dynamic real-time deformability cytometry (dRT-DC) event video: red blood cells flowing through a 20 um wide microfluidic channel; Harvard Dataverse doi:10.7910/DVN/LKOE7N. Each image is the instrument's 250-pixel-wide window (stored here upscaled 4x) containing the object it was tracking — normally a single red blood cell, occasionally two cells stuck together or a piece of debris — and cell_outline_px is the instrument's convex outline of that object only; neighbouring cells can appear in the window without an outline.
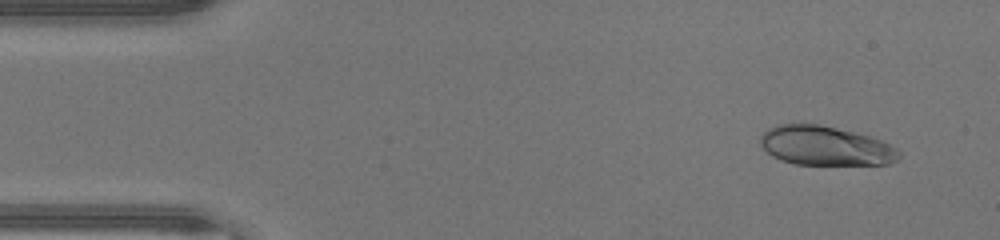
{"species": "human", "species_latin": "Homo sapiens", "temperature_condition": "warm", "stored_images_in_passage": 46, "camera_frame_rate_fps": 3000, "um_per_image_px": 0.085, "donor": {"sex": "male"}, "frame": {"image": 1, "passage_image": 4, "time_ms": 1.0, "image_size_px": [1000, 240], "cell_outline_px": [[900, 156], [896, 160], [888, 164], [796, 164], [780, 160], [772, 156], [760, 144], [760, 136], [768, 128], [776, 124], [820, 124], [868, 136], [880, 140], [896, 148], [900, 152]], "centroid_in_image_um": [70.12, 12.39], "position_along_channel_um": 14.9, "area_um2": 31.44}}
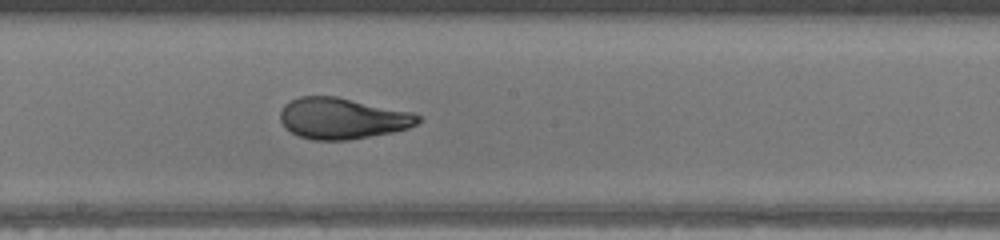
{"frame": {"image": 2, "passage_image": 25, "time_ms": 8.0, "image_size_px": [1000, 240], "cell_outline_px": [[420, 120], [416, 124], [408, 128], [392, 132], [348, 140], [312, 140], [300, 136], [292, 132], [280, 120], [280, 112], [284, 104], [300, 96], [336, 96], [412, 112], [420, 116]], "centroid_in_image_um": [29.1, 10.06], "position_along_channel_um": 219.1, "area_um2": 32.77}}
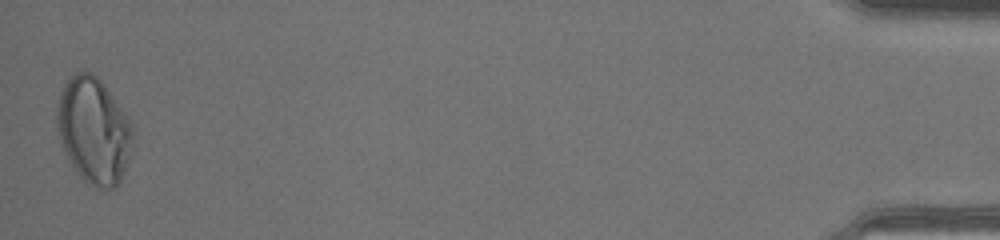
{"frame": {"image": 3, "passage_image": 46, "time_ms": 15.0, "image_size_px": [1000, 240], "cell_outline_px": [[132, 136], [128, 160], [120, 184], [116, 188], [96, 188], [88, 184], [76, 172], [64, 152], [60, 144], [56, 128], [56, 104], [60, 92], [64, 84], [76, 72], [92, 72], [104, 84], [128, 116], [132, 124]], "centroid_in_image_um": [7.94, 11.11], "position_along_channel_um": 427.3, "area_um2": 47.16}, "authors_computed_cell_mechanics": {"area_um2": 33.2928, "velocity_mm_per_s": 4.4545, "shape_relaxation_time_tau1_ms": 10.1243, "shape_relaxation_time_tau2_ms": null, "deformation_change_tau1": 0.3528, "deformation_change_tau2": null}}